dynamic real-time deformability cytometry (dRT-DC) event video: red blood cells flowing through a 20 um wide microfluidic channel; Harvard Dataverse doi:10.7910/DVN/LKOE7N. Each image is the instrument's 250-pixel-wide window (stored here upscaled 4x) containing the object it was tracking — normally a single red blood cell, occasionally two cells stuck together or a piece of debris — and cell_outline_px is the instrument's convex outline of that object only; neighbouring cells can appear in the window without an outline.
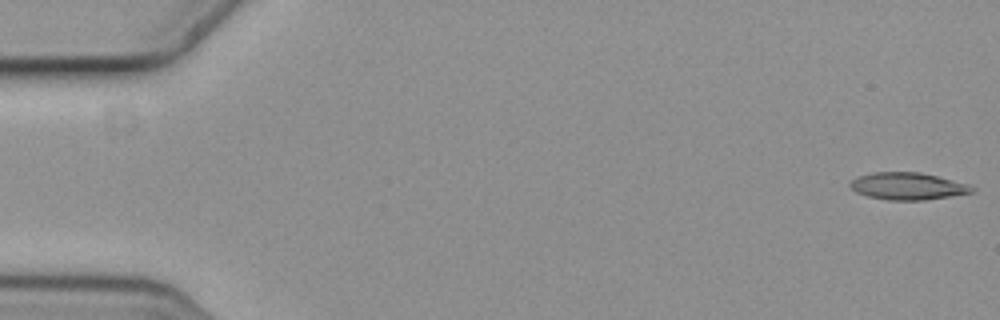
{"species": "common noctule bat (a hibernating species)", "species_latin": "Nyctalus noctula", "temperature_condition": "cold", "stored_images_in_passage": 6, "segment_of_instrument_passage": [1, 2], "camera_frame_rate_fps": 3000, "um_per_image_px": 0.085, "animal": {"sex": "female", "body_mass_g": 19.3, "forearm_length_mm": 54.1}, "frame": {"image": 1, "passage_image": 1, "time_ms": 0.0, "image_size_px": [1000, 320], "cell_outline_px": [[972, 192], [924, 200], [888, 200], [868, 196], [856, 192], [848, 184], [852, 180], [860, 176], [876, 172], [920, 172], [968, 184], [972, 188]], "centroid_in_image_um": [77.11, 15.82], "position_along_channel_um": 7.9, "area_um2": 18.84}}
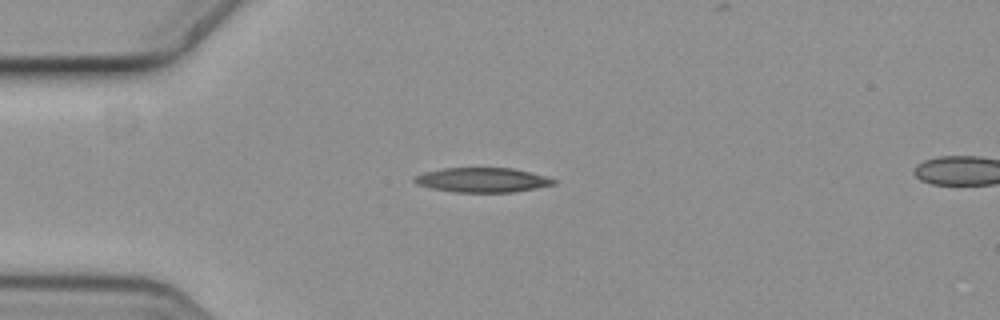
{"frame": {"image": 2, "passage_image": 5, "time_ms": 1.333, "image_size_px": [1000, 320], "cell_outline_px": [[556, 184], [536, 188], [512, 192], [456, 192], [432, 188], [416, 184], [412, 180], [416, 176], [424, 172], [444, 168], [512, 168], [544, 176], [556, 180]], "centroid_in_image_um": [40.98, 15.3], "position_along_channel_um": 44.0, "area_um2": 19.71}}